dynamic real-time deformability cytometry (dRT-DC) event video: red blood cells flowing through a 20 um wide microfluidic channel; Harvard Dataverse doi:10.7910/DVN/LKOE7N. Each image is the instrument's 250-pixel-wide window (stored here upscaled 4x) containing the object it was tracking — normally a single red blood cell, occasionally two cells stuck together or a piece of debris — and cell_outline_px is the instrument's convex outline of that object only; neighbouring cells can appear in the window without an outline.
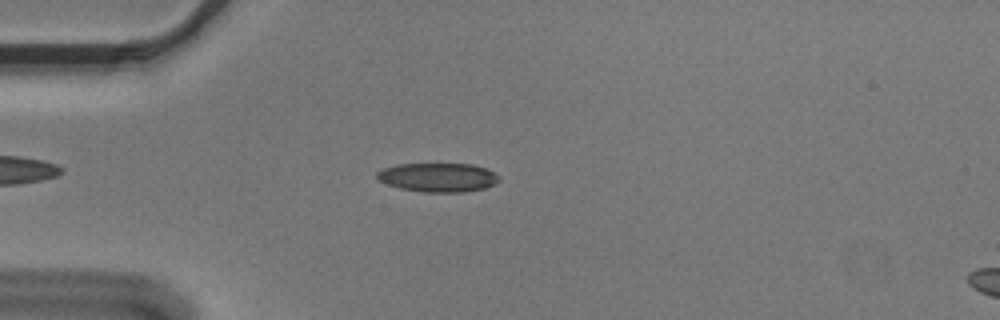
{"species": "Egyptian fruit bat (a non-hibernating species)", "species_latin": "Rousettus aegyptiacus", "temperature_condition": "cold", "stored_images_in_passage": 49, "camera_frame_rate_fps": 3000, "um_per_image_px": 0.085, "animal": {"sex": "male"}, "frame": {"image": 1, "passage_image": 9, "time_ms": 2.667, "image_size_px": [1000, 320], "cell_outline_px": [[500, 180], [484, 188], [464, 192], [424, 192], [400, 188], [376, 180], [376, 172], [384, 168], [396, 164], [472, 164], [488, 168], [500, 176]], "centroid_in_image_um": [37.23, 15.07], "position_along_channel_um": 47.8, "area_um2": 20.69}}
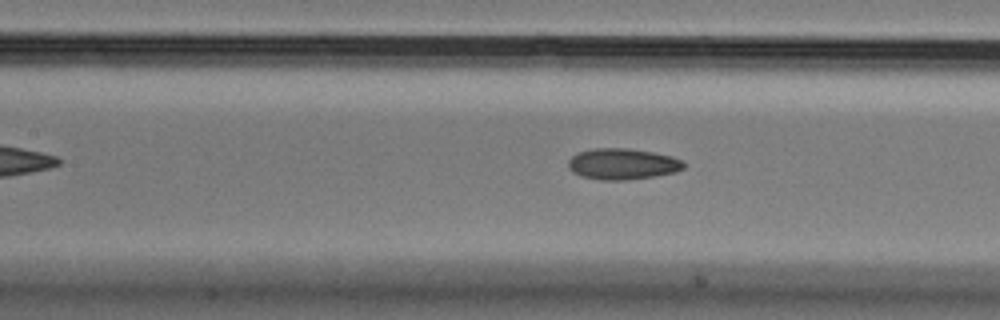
{"frame": {"image": 2, "passage_image": 19, "time_ms": 6.0, "image_size_px": [1000, 320], "cell_outline_px": [[684, 168], [676, 172], [652, 176], [624, 180], [600, 180], [580, 176], [572, 172], [568, 168], [568, 160], [572, 156], [580, 152], [592, 148], [628, 148], [652, 152], [672, 156], [680, 160], [684, 164]], "centroid_in_image_um": [52.87, 13.94], "position_along_channel_um": 154.5, "area_um2": 20.87}}
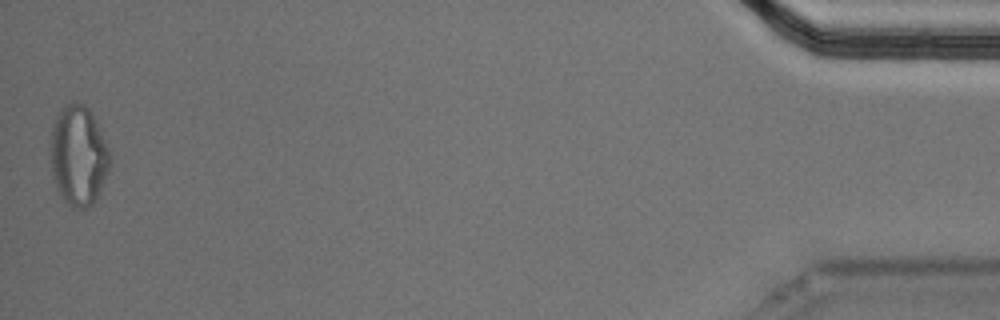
{"frame": {"image": 3, "passage_image": 49, "time_ms": 16.0, "image_size_px": [1000, 320], "cell_outline_px": [[112, 164], [92, 204], [84, 208], [72, 208], [64, 200], [56, 188], [52, 172], [48, 144], [52, 124], [56, 116], [64, 104], [84, 104], [88, 108], [112, 156]], "centroid_in_image_um": [6.63, 13.23], "position_along_channel_um": 428.6, "area_um2": 34.62}, "authors_computed_cell_mechanics": {"area_um2": 20.6924, "velocity_mm_per_s": 3.6272, "shape_relaxation_time_tau1_ms": null, "shape_relaxation_time_tau2_ms": 3.7632, "deformation_change_tau1": null, "deformation_change_tau2": 0.1001}}